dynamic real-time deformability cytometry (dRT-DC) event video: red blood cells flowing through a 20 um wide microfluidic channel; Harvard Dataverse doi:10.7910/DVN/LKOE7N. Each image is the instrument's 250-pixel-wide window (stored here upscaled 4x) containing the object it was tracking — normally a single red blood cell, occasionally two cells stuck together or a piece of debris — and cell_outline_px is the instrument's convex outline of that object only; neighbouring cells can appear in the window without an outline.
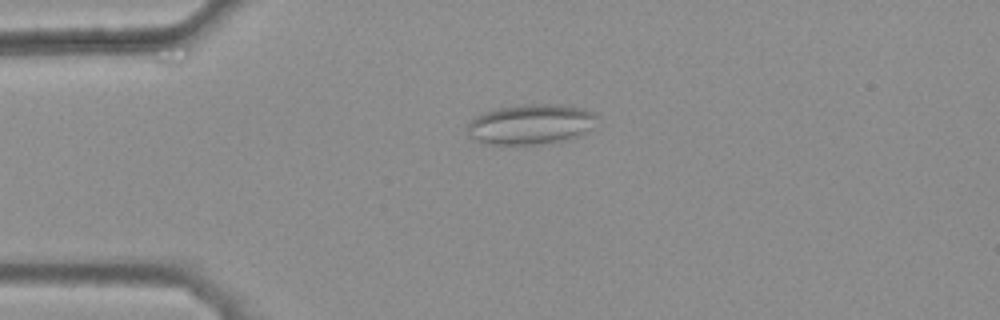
{"species": "common noctule bat (a hibernating species)", "species_latin": "Nyctalus noctula", "temperature_condition": "warm", "stored_images_in_passage": 35, "camera_frame_rate_fps": 3000, "um_per_image_px": 0.085, "animal": {"sex": "female", "body_mass_g": 25.1}, "frame": {"image": 1, "passage_image": 1, "time_ms": 0.0, "image_size_px": [1000, 320], "cell_outline_px": [[596, 116], [584, 136], [572, 140], [544, 144], [484, 144], [468, 136], [468, 124], [476, 116], [484, 112], [500, 108], [524, 104], [552, 104], [584, 108], [592, 112]], "centroid_in_image_um": [45.12, 10.59], "position_along_channel_um": 39.9, "area_um2": 30.4}}
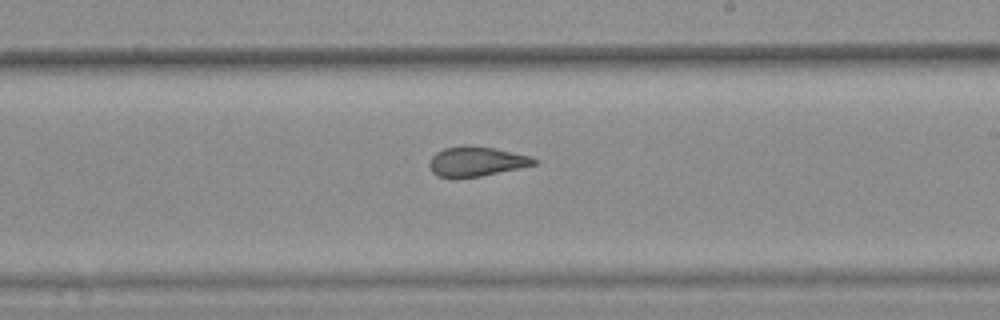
{"frame": {"image": 2, "passage_image": 19, "time_ms": 6.0, "image_size_px": [1000, 320], "cell_outline_px": [[540, 160], [536, 164], [520, 168], [480, 176], [436, 176], [432, 172], [428, 164], [432, 156], [436, 152], [444, 148], [464, 144], [468, 144], [496, 148], [532, 156]], "centroid_in_image_um": [40.53, 13.68], "position_along_channel_um": 248.5, "area_um2": 18.21}}
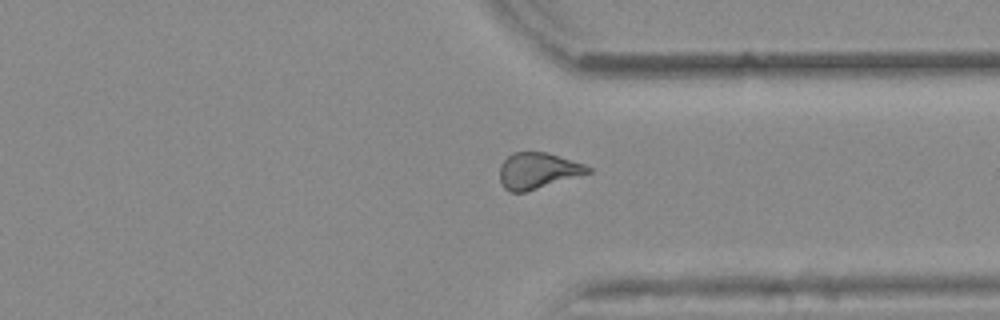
{"frame": {"image": 3, "passage_image": 28, "time_ms": 9.0, "image_size_px": [1000, 320], "cell_outline_px": [[592, 172], [524, 192], [508, 192], [504, 188], [500, 180], [500, 164], [512, 152], [548, 152], [584, 164], [592, 168]], "centroid_in_image_um": [45.7, 14.5], "position_along_channel_um": 365.7, "area_um2": 18.5}, "authors_computed_cell_mechanics": {"area_um2": 18.8428, "velocity_mm_per_s": 3.91, "shape_relaxation_time_tau1_ms": null, "shape_relaxation_time_tau2_ms": 1.6602, "deformation_change_tau1": null, "deformation_change_tau2": 0.0916}}